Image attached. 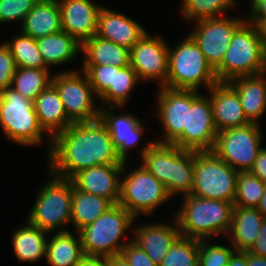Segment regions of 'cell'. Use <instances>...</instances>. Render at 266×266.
I'll return each instance as SVG.
<instances>
[{"mask_svg":"<svg viewBox=\"0 0 266 266\" xmlns=\"http://www.w3.org/2000/svg\"><path fill=\"white\" fill-rule=\"evenodd\" d=\"M121 255L131 266H157L146 252L130 239L122 249Z\"/></svg>","mask_w":266,"mask_h":266,"instance_id":"7bdbcfd3","label":"cell"},{"mask_svg":"<svg viewBox=\"0 0 266 266\" xmlns=\"http://www.w3.org/2000/svg\"><path fill=\"white\" fill-rule=\"evenodd\" d=\"M157 115L164 133L155 142L172 144L187 127L188 108H191V90L159 87L156 94ZM163 138V139H162Z\"/></svg>","mask_w":266,"mask_h":266,"instance_id":"9a60e30c","label":"cell"},{"mask_svg":"<svg viewBox=\"0 0 266 266\" xmlns=\"http://www.w3.org/2000/svg\"><path fill=\"white\" fill-rule=\"evenodd\" d=\"M257 209L266 218V182L264 185V193L257 205Z\"/></svg>","mask_w":266,"mask_h":266,"instance_id":"f5cc1de1","label":"cell"},{"mask_svg":"<svg viewBox=\"0 0 266 266\" xmlns=\"http://www.w3.org/2000/svg\"><path fill=\"white\" fill-rule=\"evenodd\" d=\"M36 44L49 69L71 62L81 53V44L64 30L38 38Z\"/></svg>","mask_w":266,"mask_h":266,"instance_id":"4316f807","label":"cell"},{"mask_svg":"<svg viewBox=\"0 0 266 266\" xmlns=\"http://www.w3.org/2000/svg\"><path fill=\"white\" fill-rule=\"evenodd\" d=\"M11 243L16 258L21 262H37L46 257L47 233L28 220L24 226L16 228Z\"/></svg>","mask_w":266,"mask_h":266,"instance_id":"f1b7e54d","label":"cell"},{"mask_svg":"<svg viewBox=\"0 0 266 266\" xmlns=\"http://www.w3.org/2000/svg\"><path fill=\"white\" fill-rule=\"evenodd\" d=\"M248 21L255 25L259 35L260 42L262 43V47L266 55V19L248 20Z\"/></svg>","mask_w":266,"mask_h":266,"instance_id":"7dc6e473","label":"cell"},{"mask_svg":"<svg viewBox=\"0 0 266 266\" xmlns=\"http://www.w3.org/2000/svg\"><path fill=\"white\" fill-rule=\"evenodd\" d=\"M250 173L266 182V147H262L259 151L257 158L255 159Z\"/></svg>","mask_w":266,"mask_h":266,"instance_id":"ee69618b","label":"cell"},{"mask_svg":"<svg viewBox=\"0 0 266 266\" xmlns=\"http://www.w3.org/2000/svg\"><path fill=\"white\" fill-rule=\"evenodd\" d=\"M126 165L124 162L118 204L135 218L138 215L150 216L158 206L171 200L165 186L142 165L128 172Z\"/></svg>","mask_w":266,"mask_h":266,"instance_id":"9c48e42d","label":"cell"},{"mask_svg":"<svg viewBox=\"0 0 266 266\" xmlns=\"http://www.w3.org/2000/svg\"><path fill=\"white\" fill-rule=\"evenodd\" d=\"M61 10V27L80 44L97 33L101 5L93 0H57Z\"/></svg>","mask_w":266,"mask_h":266,"instance_id":"ac0fdd59","label":"cell"},{"mask_svg":"<svg viewBox=\"0 0 266 266\" xmlns=\"http://www.w3.org/2000/svg\"><path fill=\"white\" fill-rule=\"evenodd\" d=\"M22 33L38 39L62 30L61 10L57 0H39L20 27Z\"/></svg>","mask_w":266,"mask_h":266,"instance_id":"d4e9b609","label":"cell"},{"mask_svg":"<svg viewBox=\"0 0 266 266\" xmlns=\"http://www.w3.org/2000/svg\"><path fill=\"white\" fill-rule=\"evenodd\" d=\"M113 204L100 196L85 193L73 187L71 224L78 232L83 227L93 223Z\"/></svg>","mask_w":266,"mask_h":266,"instance_id":"4dcf8cb0","label":"cell"},{"mask_svg":"<svg viewBox=\"0 0 266 266\" xmlns=\"http://www.w3.org/2000/svg\"><path fill=\"white\" fill-rule=\"evenodd\" d=\"M259 126L249 123L218 132L212 151L236 171H250L262 149L263 133Z\"/></svg>","mask_w":266,"mask_h":266,"instance_id":"8fae6325","label":"cell"},{"mask_svg":"<svg viewBox=\"0 0 266 266\" xmlns=\"http://www.w3.org/2000/svg\"><path fill=\"white\" fill-rule=\"evenodd\" d=\"M215 242L209 243V240H199L198 266H228L229 259L235 248L230 243L226 246Z\"/></svg>","mask_w":266,"mask_h":266,"instance_id":"f35d334b","label":"cell"},{"mask_svg":"<svg viewBox=\"0 0 266 266\" xmlns=\"http://www.w3.org/2000/svg\"><path fill=\"white\" fill-rule=\"evenodd\" d=\"M175 212L181 236L196 240H213L216 235L227 237L232 220L233 203L206 199L195 195L183 196Z\"/></svg>","mask_w":266,"mask_h":266,"instance_id":"7a4b0ae2","label":"cell"},{"mask_svg":"<svg viewBox=\"0 0 266 266\" xmlns=\"http://www.w3.org/2000/svg\"><path fill=\"white\" fill-rule=\"evenodd\" d=\"M71 69L52 73L51 83L57 89L67 117L73 122H91L99 119L100 105L82 70Z\"/></svg>","mask_w":266,"mask_h":266,"instance_id":"30bf717a","label":"cell"},{"mask_svg":"<svg viewBox=\"0 0 266 266\" xmlns=\"http://www.w3.org/2000/svg\"><path fill=\"white\" fill-rule=\"evenodd\" d=\"M140 82L136 71L129 65L114 66L113 87H109L100 97L101 106H120L127 104L130 94Z\"/></svg>","mask_w":266,"mask_h":266,"instance_id":"d6a6232c","label":"cell"},{"mask_svg":"<svg viewBox=\"0 0 266 266\" xmlns=\"http://www.w3.org/2000/svg\"><path fill=\"white\" fill-rule=\"evenodd\" d=\"M235 0H183L181 10L184 19L196 21L225 16V12L234 9Z\"/></svg>","mask_w":266,"mask_h":266,"instance_id":"d590c367","label":"cell"},{"mask_svg":"<svg viewBox=\"0 0 266 266\" xmlns=\"http://www.w3.org/2000/svg\"><path fill=\"white\" fill-rule=\"evenodd\" d=\"M9 46L17 68H38L49 69L44 63L41 53L38 50L36 39L24 33L14 36L9 42Z\"/></svg>","mask_w":266,"mask_h":266,"instance_id":"e575fe53","label":"cell"},{"mask_svg":"<svg viewBox=\"0 0 266 266\" xmlns=\"http://www.w3.org/2000/svg\"><path fill=\"white\" fill-rule=\"evenodd\" d=\"M199 240L180 236L159 266H198Z\"/></svg>","mask_w":266,"mask_h":266,"instance_id":"8d00e7d4","label":"cell"},{"mask_svg":"<svg viewBox=\"0 0 266 266\" xmlns=\"http://www.w3.org/2000/svg\"><path fill=\"white\" fill-rule=\"evenodd\" d=\"M207 91L218 132L251 123L244 113L237 91L228 82H217Z\"/></svg>","mask_w":266,"mask_h":266,"instance_id":"d6986e66","label":"cell"},{"mask_svg":"<svg viewBox=\"0 0 266 266\" xmlns=\"http://www.w3.org/2000/svg\"><path fill=\"white\" fill-rule=\"evenodd\" d=\"M246 15L247 20L266 19V0H257Z\"/></svg>","mask_w":266,"mask_h":266,"instance_id":"bcb514c9","label":"cell"},{"mask_svg":"<svg viewBox=\"0 0 266 266\" xmlns=\"http://www.w3.org/2000/svg\"><path fill=\"white\" fill-rule=\"evenodd\" d=\"M228 16L194 21L189 35L198 44L208 64L215 70L221 63L235 31L247 20Z\"/></svg>","mask_w":266,"mask_h":266,"instance_id":"4fadbf2b","label":"cell"},{"mask_svg":"<svg viewBox=\"0 0 266 266\" xmlns=\"http://www.w3.org/2000/svg\"><path fill=\"white\" fill-rule=\"evenodd\" d=\"M191 90V108H188L187 127L172 143L193 151H212L218 131L216 130L209 96Z\"/></svg>","mask_w":266,"mask_h":266,"instance_id":"7c38bea8","label":"cell"},{"mask_svg":"<svg viewBox=\"0 0 266 266\" xmlns=\"http://www.w3.org/2000/svg\"><path fill=\"white\" fill-rule=\"evenodd\" d=\"M141 148V165L165 186L169 194L171 144L148 141Z\"/></svg>","mask_w":266,"mask_h":266,"instance_id":"1f68e13d","label":"cell"},{"mask_svg":"<svg viewBox=\"0 0 266 266\" xmlns=\"http://www.w3.org/2000/svg\"><path fill=\"white\" fill-rule=\"evenodd\" d=\"M197 151L181 149L171 144L169 195H190L193 189L194 156Z\"/></svg>","mask_w":266,"mask_h":266,"instance_id":"f546056e","label":"cell"},{"mask_svg":"<svg viewBox=\"0 0 266 266\" xmlns=\"http://www.w3.org/2000/svg\"><path fill=\"white\" fill-rule=\"evenodd\" d=\"M247 266H266V257L254 255L246 251Z\"/></svg>","mask_w":266,"mask_h":266,"instance_id":"f907efd6","label":"cell"},{"mask_svg":"<svg viewBox=\"0 0 266 266\" xmlns=\"http://www.w3.org/2000/svg\"><path fill=\"white\" fill-rule=\"evenodd\" d=\"M136 218L123 206L112 205L93 223L80 229L82 250L87 257L120 255L128 240L121 243Z\"/></svg>","mask_w":266,"mask_h":266,"instance_id":"277c9868","label":"cell"},{"mask_svg":"<svg viewBox=\"0 0 266 266\" xmlns=\"http://www.w3.org/2000/svg\"><path fill=\"white\" fill-rule=\"evenodd\" d=\"M217 82L214 69L189 34L175 49L169 47L167 88L198 90L205 85L209 90Z\"/></svg>","mask_w":266,"mask_h":266,"instance_id":"8992f818","label":"cell"},{"mask_svg":"<svg viewBox=\"0 0 266 266\" xmlns=\"http://www.w3.org/2000/svg\"><path fill=\"white\" fill-rule=\"evenodd\" d=\"M48 173L52 178L50 177L37 192L36 201L29 211L27 220L48 234L55 232L56 229H59L58 232L68 231L64 226L71 224L74 186L70 179Z\"/></svg>","mask_w":266,"mask_h":266,"instance_id":"52a82bcc","label":"cell"},{"mask_svg":"<svg viewBox=\"0 0 266 266\" xmlns=\"http://www.w3.org/2000/svg\"><path fill=\"white\" fill-rule=\"evenodd\" d=\"M76 235L69 230L56 231L53 236L51 235V238L47 240L45 257L49 266H78L80 264L85 256L79 232H76Z\"/></svg>","mask_w":266,"mask_h":266,"instance_id":"83f0119b","label":"cell"},{"mask_svg":"<svg viewBox=\"0 0 266 266\" xmlns=\"http://www.w3.org/2000/svg\"><path fill=\"white\" fill-rule=\"evenodd\" d=\"M228 83L237 91L247 119L260 124L266 111V72L236 77Z\"/></svg>","mask_w":266,"mask_h":266,"instance_id":"7402d4cb","label":"cell"},{"mask_svg":"<svg viewBox=\"0 0 266 266\" xmlns=\"http://www.w3.org/2000/svg\"><path fill=\"white\" fill-rule=\"evenodd\" d=\"M173 226L168 223L145 224L132 229L131 239L143 249L155 265L159 266L175 241L181 236L179 225L173 217Z\"/></svg>","mask_w":266,"mask_h":266,"instance_id":"ffe728a7","label":"cell"},{"mask_svg":"<svg viewBox=\"0 0 266 266\" xmlns=\"http://www.w3.org/2000/svg\"><path fill=\"white\" fill-rule=\"evenodd\" d=\"M81 70L87 75L97 98L109 87H113L114 65L82 66Z\"/></svg>","mask_w":266,"mask_h":266,"instance_id":"ab89813d","label":"cell"},{"mask_svg":"<svg viewBox=\"0 0 266 266\" xmlns=\"http://www.w3.org/2000/svg\"><path fill=\"white\" fill-rule=\"evenodd\" d=\"M0 125L6 138L24 147L38 146L48 137L49 153L52 138L40 126L34 102L23 97L13 87L0 92Z\"/></svg>","mask_w":266,"mask_h":266,"instance_id":"3957f363","label":"cell"},{"mask_svg":"<svg viewBox=\"0 0 266 266\" xmlns=\"http://www.w3.org/2000/svg\"><path fill=\"white\" fill-rule=\"evenodd\" d=\"M162 36L145 35L130 49V66L140 81H156L166 87L168 76L169 45Z\"/></svg>","mask_w":266,"mask_h":266,"instance_id":"5bb4252c","label":"cell"},{"mask_svg":"<svg viewBox=\"0 0 266 266\" xmlns=\"http://www.w3.org/2000/svg\"><path fill=\"white\" fill-rule=\"evenodd\" d=\"M78 266H109V257L85 256Z\"/></svg>","mask_w":266,"mask_h":266,"instance_id":"c3c4849f","label":"cell"},{"mask_svg":"<svg viewBox=\"0 0 266 266\" xmlns=\"http://www.w3.org/2000/svg\"><path fill=\"white\" fill-rule=\"evenodd\" d=\"M251 2L249 3V8L257 1V0H250Z\"/></svg>","mask_w":266,"mask_h":266,"instance_id":"db71d44e","label":"cell"},{"mask_svg":"<svg viewBox=\"0 0 266 266\" xmlns=\"http://www.w3.org/2000/svg\"><path fill=\"white\" fill-rule=\"evenodd\" d=\"M117 108L120 106H100L99 119L107 127L117 154L127 162L129 151L141 140L145 122L131 113L119 114L115 111Z\"/></svg>","mask_w":266,"mask_h":266,"instance_id":"2e32d148","label":"cell"},{"mask_svg":"<svg viewBox=\"0 0 266 266\" xmlns=\"http://www.w3.org/2000/svg\"><path fill=\"white\" fill-rule=\"evenodd\" d=\"M39 0H0V23L19 21L23 23L27 14Z\"/></svg>","mask_w":266,"mask_h":266,"instance_id":"60d3db41","label":"cell"},{"mask_svg":"<svg viewBox=\"0 0 266 266\" xmlns=\"http://www.w3.org/2000/svg\"><path fill=\"white\" fill-rule=\"evenodd\" d=\"M248 252L254 255L266 257V218L259 229V235L256 242L251 246Z\"/></svg>","mask_w":266,"mask_h":266,"instance_id":"f6af8a7d","label":"cell"},{"mask_svg":"<svg viewBox=\"0 0 266 266\" xmlns=\"http://www.w3.org/2000/svg\"><path fill=\"white\" fill-rule=\"evenodd\" d=\"M46 154L49 172L64 179L97 165H124L100 119L72 123L52 138Z\"/></svg>","mask_w":266,"mask_h":266,"instance_id":"6da1fadb","label":"cell"},{"mask_svg":"<svg viewBox=\"0 0 266 266\" xmlns=\"http://www.w3.org/2000/svg\"><path fill=\"white\" fill-rule=\"evenodd\" d=\"M214 71L218 82L266 72V55L253 23L246 20L235 31L222 63Z\"/></svg>","mask_w":266,"mask_h":266,"instance_id":"5b68a950","label":"cell"},{"mask_svg":"<svg viewBox=\"0 0 266 266\" xmlns=\"http://www.w3.org/2000/svg\"><path fill=\"white\" fill-rule=\"evenodd\" d=\"M50 69L16 68L12 86L23 97L34 102L36 97L51 83Z\"/></svg>","mask_w":266,"mask_h":266,"instance_id":"836d02e7","label":"cell"},{"mask_svg":"<svg viewBox=\"0 0 266 266\" xmlns=\"http://www.w3.org/2000/svg\"><path fill=\"white\" fill-rule=\"evenodd\" d=\"M84 54L82 66L114 65L125 67L130 64V50L112 41L94 35L81 44Z\"/></svg>","mask_w":266,"mask_h":266,"instance_id":"484cf974","label":"cell"},{"mask_svg":"<svg viewBox=\"0 0 266 266\" xmlns=\"http://www.w3.org/2000/svg\"><path fill=\"white\" fill-rule=\"evenodd\" d=\"M109 266H131L120 254L109 257Z\"/></svg>","mask_w":266,"mask_h":266,"instance_id":"816d5d0a","label":"cell"},{"mask_svg":"<svg viewBox=\"0 0 266 266\" xmlns=\"http://www.w3.org/2000/svg\"><path fill=\"white\" fill-rule=\"evenodd\" d=\"M34 107L40 126L50 138L73 123L67 117L59 93L52 83L36 97Z\"/></svg>","mask_w":266,"mask_h":266,"instance_id":"603a6c76","label":"cell"},{"mask_svg":"<svg viewBox=\"0 0 266 266\" xmlns=\"http://www.w3.org/2000/svg\"><path fill=\"white\" fill-rule=\"evenodd\" d=\"M238 173L213 151H198L191 195L234 203Z\"/></svg>","mask_w":266,"mask_h":266,"instance_id":"ba28073f","label":"cell"},{"mask_svg":"<svg viewBox=\"0 0 266 266\" xmlns=\"http://www.w3.org/2000/svg\"><path fill=\"white\" fill-rule=\"evenodd\" d=\"M264 219L257 208L234 205L227 242L237 251H248L256 242Z\"/></svg>","mask_w":266,"mask_h":266,"instance_id":"cb8c5ba5","label":"cell"},{"mask_svg":"<svg viewBox=\"0 0 266 266\" xmlns=\"http://www.w3.org/2000/svg\"><path fill=\"white\" fill-rule=\"evenodd\" d=\"M265 183L249 171L239 172L236 180L234 205L257 208L264 193Z\"/></svg>","mask_w":266,"mask_h":266,"instance_id":"74e56055","label":"cell"},{"mask_svg":"<svg viewBox=\"0 0 266 266\" xmlns=\"http://www.w3.org/2000/svg\"><path fill=\"white\" fill-rule=\"evenodd\" d=\"M228 266H247L246 251L235 250L229 259Z\"/></svg>","mask_w":266,"mask_h":266,"instance_id":"681fc988","label":"cell"},{"mask_svg":"<svg viewBox=\"0 0 266 266\" xmlns=\"http://www.w3.org/2000/svg\"><path fill=\"white\" fill-rule=\"evenodd\" d=\"M122 170L123 165H97L79 171L70 180L75 189L103 197L116 205L120 200Z\"/></svg>","mask_w":266,"mask_h":266,"instance_id":"e0dca14e","label":"cell"},{"mask_svg":"<svg viewBox=\"0 0 266 266\" xmlns=\"http://www.w3.org/2000/svg\"><path fill=\"white\" fill-rule=\"evenodd\" d=\"M16 65L9 46L0 44V92L12 86Z\"/></svg>","mask_w":266,"mask_h":266,"instance_id":"b9f144b4","label":"cell"},{"mask_svg":"<svg viewBox=\"0 0 266 266\" xmlns=\"http://www.w3.org/2000/svg\"><path fill=\"white\" fill-rule=\"evenodd\" d=\"M147 32L133 18L102 6L96 36L131 49Z\"/></svg>","mask_w":266,"mask_h":266,"instance_id":"44dd1931","label":"cell"}]
</instances>
